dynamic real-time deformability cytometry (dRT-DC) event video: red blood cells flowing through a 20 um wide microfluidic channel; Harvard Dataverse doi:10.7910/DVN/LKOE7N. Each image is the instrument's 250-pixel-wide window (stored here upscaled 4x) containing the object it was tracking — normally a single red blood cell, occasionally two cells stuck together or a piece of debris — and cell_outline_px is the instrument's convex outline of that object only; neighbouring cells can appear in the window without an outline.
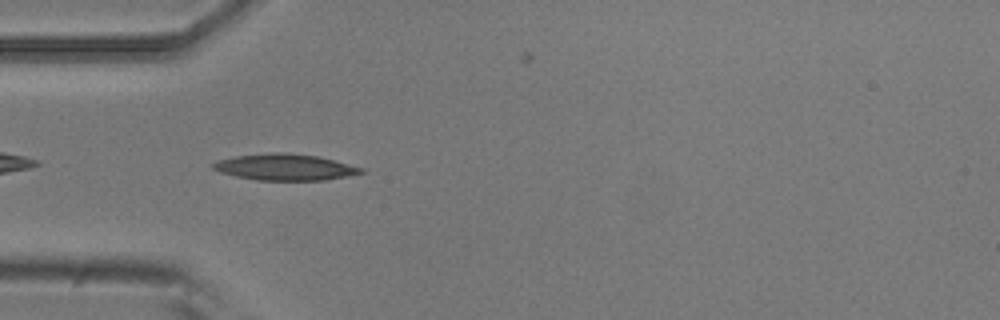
{"species": "common noctule bat (a hibernating species)", "species_latin": "Nyctalus noctula", "temperature_condition": "room temperature", "stored_images_in_passage": 2, "camera_frame_rate_fps": 3000, "um_per_image_px": 0.085, "animal": {"sex": "male", "body_mass_g": 20.5, "forearm_length_mm": 52.5}, "frame": {"image": 1, "passage_image": 2, "time_ms": 0.333, "image_size_px": [1000, 320], "cell_outline_px": [[364, 172], [348, 176], [324, 180], [256, 180], [236, 176], [220, 172], [212, 168], [212, 164], [216, 160], [236, 156], [272, 152], [288, 152], [316, 156], [364, 168]], "centroid_in_image_um": [24.19, 14.2], "position_along_channel_um": 60.8, "area_um2": 22.6}}